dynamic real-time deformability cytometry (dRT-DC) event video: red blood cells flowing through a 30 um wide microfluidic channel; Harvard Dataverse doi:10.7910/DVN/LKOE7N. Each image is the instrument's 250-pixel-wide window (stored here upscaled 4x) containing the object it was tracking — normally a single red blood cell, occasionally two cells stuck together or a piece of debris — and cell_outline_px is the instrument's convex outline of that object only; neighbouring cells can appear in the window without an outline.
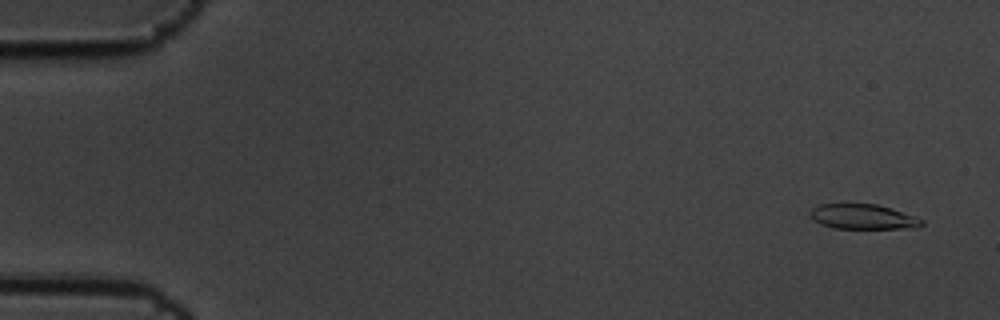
{"species": "common noctule bat (a hibernating species)", "species_latin": "Nyctalus noctula", "temperature_condition": "cold", "stored_images_in_passage": 59, "camera_frame_rate_fps": 3000, "um_per_image_px": 0.085, "animal": {"sex": "male", "body_mass_g": 19.5, "forearm_length_mm": 54.6}, "frame": {"image": 1, "passage_image": 3, "time_ms": 0.667, "image_size_px": [1000, 320], "cell_outline_px": [[924, 224], [920, 228], [832, 228], [820, 224], [808, 212], [812, 208], [820, 204], [876, 204], [892, 208], [916, 216], [924, 220]], "centroid_in_image_um": [73.41, 18.42], "position_along_channel_um": 11.6, "area_um2": 16.3}}
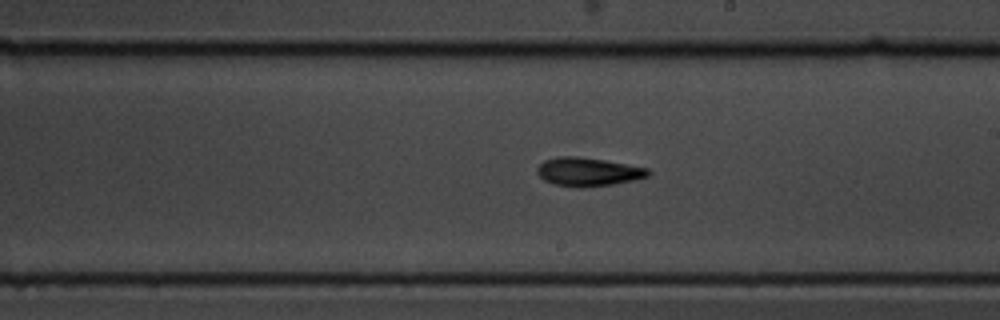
{"frame": {"image": 2, "passage_image": 34, "time_ms": 11.0, "image_size_px": [1000, 320], "cell_outline_px": [[652, 172], [648, 176], [636, 180], [588, 188], [572, 188], [552, 184], [544, 180], [536, 172], [536, 168], [544, 160], [556, 156], [576, 156], [604, 160], [648, 168]], "centroid_in_image_um": [49.96, 14.62], "position_along_channel_um": 239.0, "area_um2": 18.84}}
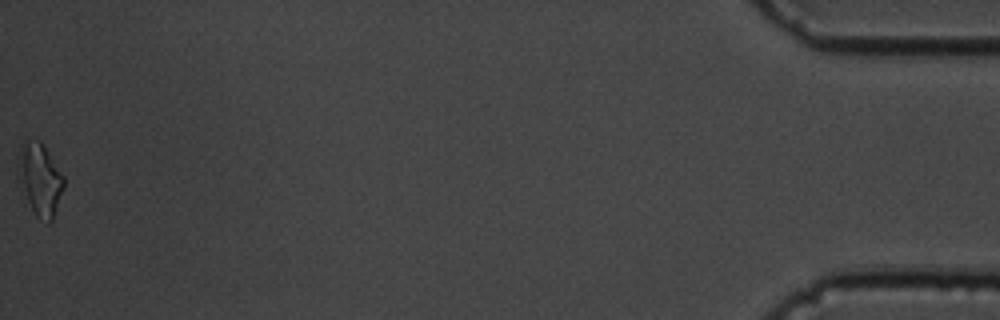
{"frame": {"image": 3, "passage_image": 59, "time_ms": 19.333, "image_size_px": [1000, 320], "cell_outline_px": [[64, 188], [52, 220], [48, 224], [36, 216], [16, 176], [20, 144], [24, 136], [40, 140], [64, 176]], "centroid_in_image_um": [3.37, 15.16], "position_along_channel_um": 431.8, "area_um2": 19.48}, "authors_computed_cell_mechanics": {"area_um2": 17.4556, "velocity_mm_per_s": 3.4396, "shape_relaxation_time_tau1_ms": 3.7783, "shape_relaxation_time_tau2_ms": 7.0239, "deformation_change_tau1": 0.1219, "deformation_change_tau2": 0.1622}}